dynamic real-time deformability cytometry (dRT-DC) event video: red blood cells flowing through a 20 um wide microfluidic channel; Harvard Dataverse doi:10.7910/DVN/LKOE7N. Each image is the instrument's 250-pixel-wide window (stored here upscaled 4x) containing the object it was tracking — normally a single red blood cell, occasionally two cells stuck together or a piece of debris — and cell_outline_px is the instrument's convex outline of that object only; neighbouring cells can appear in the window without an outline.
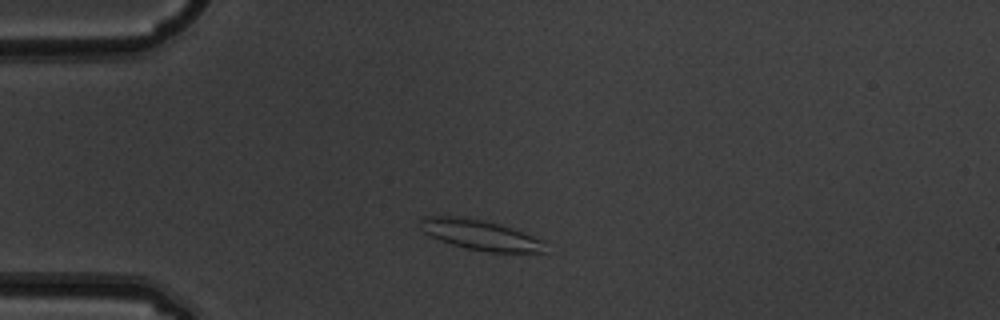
{"species": "common noctule bat (a hibernating species)", "species_latin": "Nyctalus noctula", "temperature_condition": "warm", "stored_images_in_passage": 8, "camera_frame_rate_fps": 3000, "um_per_image_px": 0.085, "animal": {"sex": "male", "body_mass_g": 19.5, "forearm_length_mm": 54.6}, "frame": {"image": 1, "passage_image": 2, "time_ms": 0.333, "image_size_px": [1000, 320], "cell_outline_px": [[544, 252], [488, 252], [464, 248], [440, 240], [424, 232], [420, 220], [424, 216], [460, 216], [484, 220], [512, 228], [544, 240]], "centroid_in_image_um": [40.83, 19.96], "position_along_channel_um": 44.2, "area_um2": 21.73}}
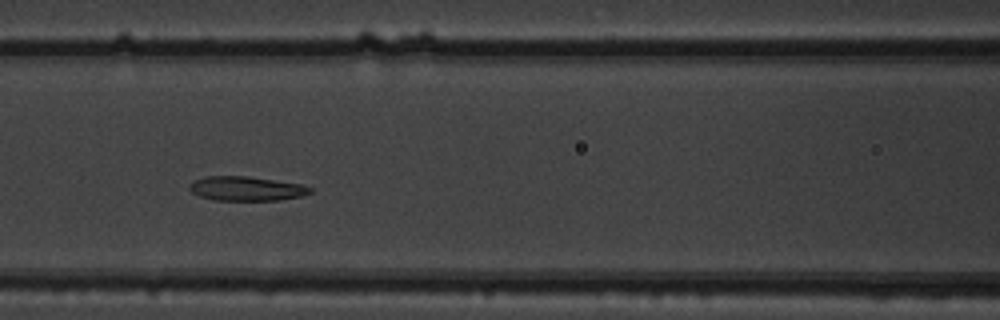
{"frame": {"image": 2, "passage_image": 5, "time_ms": 1.333, "image_size_px": [1000, 320], "cell_outline_px": [[312, 192], [300, 196], [280, 200], [212, 200], [200, 196], [192, 192], [188, 188], [188, 184], [192, 180], [204, 176], [248, 176], [304, 184], [312, 188]], "centroid_in_image_um": [20.91, 16.02], "position_along_channel_um": 145.7, "area_um2": 17.34}}
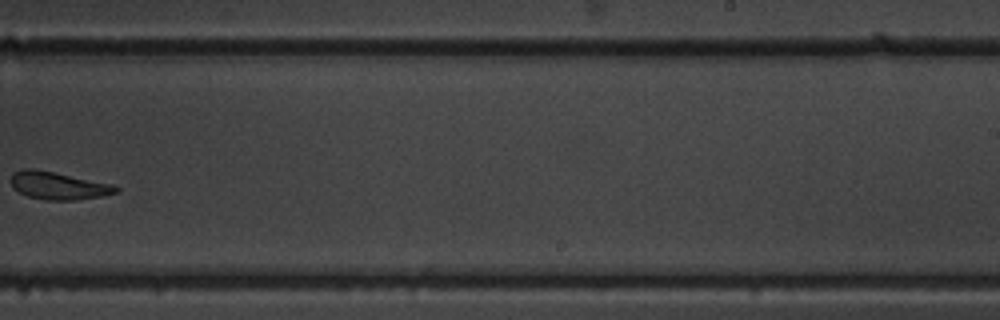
{"frame": {"image": 3, "passage_image": 8, "time_ms": 2.333, "image_size_px": [1000, 320], "cell_outline_px": [[120, 192], [104, 196], [76, 200], [44, 200], [28, 196], [20, 192], [12, 184], [12, 172], [24, 168], [32, 168], [112, 184], [120, 188]], "centroid_in_image_um": [5.0, 15.79], "position_along_channel_um": 284.0, "area_um2": 16.76}}